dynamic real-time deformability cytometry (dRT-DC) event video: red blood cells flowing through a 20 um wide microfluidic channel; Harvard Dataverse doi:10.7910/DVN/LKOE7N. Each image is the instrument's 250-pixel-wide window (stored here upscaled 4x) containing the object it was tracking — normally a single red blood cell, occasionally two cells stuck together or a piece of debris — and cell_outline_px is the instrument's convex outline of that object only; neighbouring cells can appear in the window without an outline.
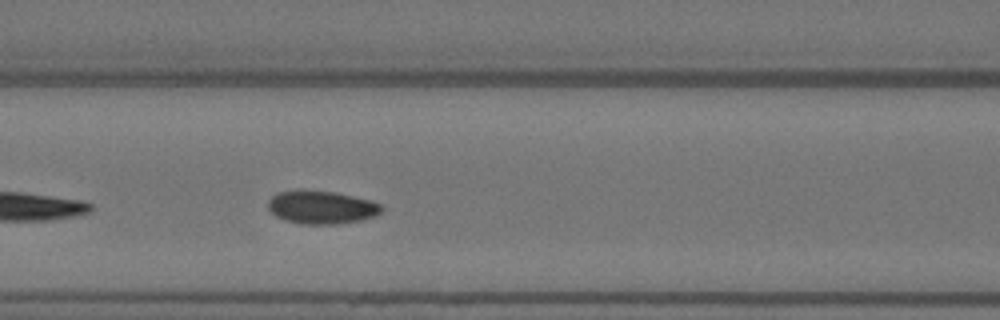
{"species": "Egyptian fruit bat (a non-hibernating species)", "species_latin": "Rousettus aegyptiacus", "temperature_condition": "warm", "stored_images_in_passage": 25, "camera_frame_rate_fps": 3000, "um_per_image_px": 0.085, "animal": {"sex": "female"}, "frame": {"image": 1, "passage_image": 8, "time_ms": 2.333, "image_size_px": [1000, 320], "cell_outline_px": [[384, 208], [376, 216], [360, 220], [340, 224], [304, 224], [288, 220], [276, 216], [268, 208], [268, 200], [276, 192], [336, 192], [368, 200], [380, 204]], "centroid_in_image_um": [27.36, 17.65], "position_along_channel_um": 139.2, "area_um2": 21.27}}